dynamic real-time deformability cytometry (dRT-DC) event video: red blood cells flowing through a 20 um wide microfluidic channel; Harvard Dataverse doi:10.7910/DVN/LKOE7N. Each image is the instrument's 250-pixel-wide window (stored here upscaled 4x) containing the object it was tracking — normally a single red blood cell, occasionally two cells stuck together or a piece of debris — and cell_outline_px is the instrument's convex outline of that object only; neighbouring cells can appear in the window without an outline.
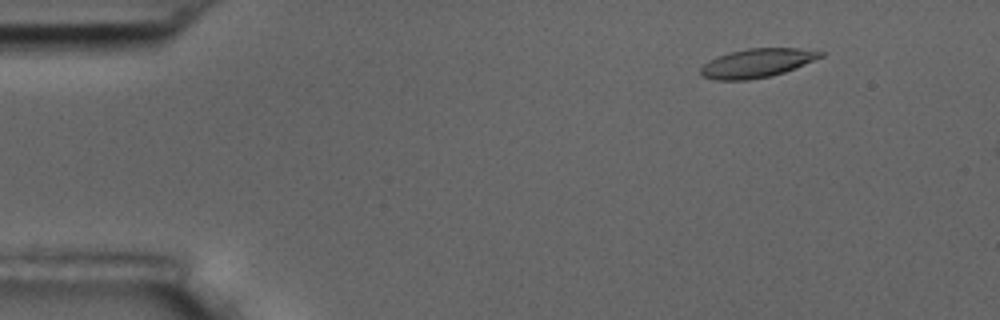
{"species": "common noctule bat (a hibernating species)", "species_latin": "Nyctalus noctula", "temperature_condition": "room temperature", "stored_images_in_passage": 5, "camera_frame_rate_fps": 3000, "um_per_image_px": 0.085, "animal": {"sex": "male", "body_mass_g": 17.5, "forearm_length_mm": 52.3}, "frame": {"image": 1, "passage_image": 3, "time_ms": 2.0, "image_size_px": [1000, 320], "cell_outline_px": [[824, 56], [784, 72], [772, 76], [748, 80], [716, 80], [700, 76], [700, 68], [708, 60], [716, 56], [728, 52], [748, 48], [800, 48], [824, 52]], "centroid_in_image_um": [64.3, 5.36], "position_along_channel_um": 20.7, "area_um2": 20.29}}